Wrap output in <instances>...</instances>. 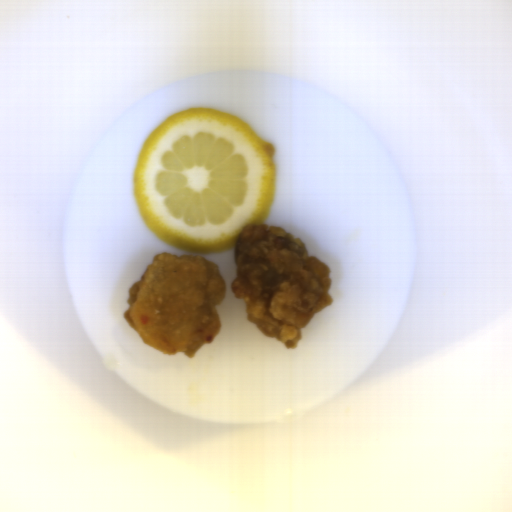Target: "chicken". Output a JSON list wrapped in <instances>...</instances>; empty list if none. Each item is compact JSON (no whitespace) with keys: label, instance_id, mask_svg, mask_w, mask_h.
Wrapping results in <instances>:
<instances>
[{"label":"chicken","instance_id":"chicken-2","mask_svg":"<svg viewBox=\"0 0 512 512\" xmlns=\"http://www.w3.org/2000/svg\"><path fill=\"white\" fill-rule=\"evenodd\" d=\"M227 294L220 266L200 255L156 254L128 292L124 318L145 344L194 358L222 323L216 307Z\"/></svg>","mask_w":512,"mask_h":512},{"label":"chicken","instance_id":"chicken-1","mask_svg":"<svg viewBox=\"0 0 512 512\" xmlns=\"http://www.w3.org/2000/svg\"><path fill=\"white\" fill-rule=\"evenodd\" d=\"M233 255L230 289L242 299L247 321L297 349L313 316L333 303L330 268L309 256L301 237L266 222L246 225Z\"/></svg>","mask_w":512,"mask_h":512}]
</instances>
